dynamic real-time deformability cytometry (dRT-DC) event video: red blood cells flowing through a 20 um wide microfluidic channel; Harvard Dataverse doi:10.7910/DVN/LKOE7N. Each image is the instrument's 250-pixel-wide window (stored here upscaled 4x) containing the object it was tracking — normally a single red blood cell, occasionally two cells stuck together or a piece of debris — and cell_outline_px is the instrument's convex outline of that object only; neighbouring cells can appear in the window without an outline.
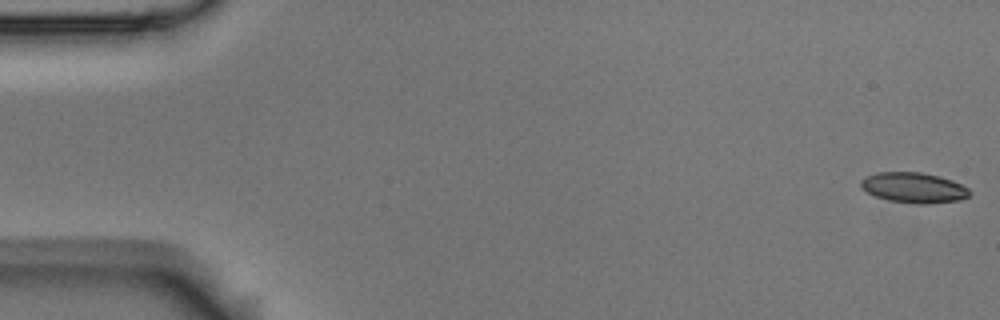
{"species": "Egyptian fruit bat (a non-hibernating species)", "species_latin": "Rousettus aegyptiacus", "temperature_condition": "room temperature", "stored_images_in_passage": 57, "camera_frame_rate_fps": 3000, "um_per_image_px": 0.085, "animal": {"sex": "male"}, "frame": {"image": 1, "passage_image": 1, "time_ms": 0.0, "image_size_px": [1000, 320], "cell_outline_px": [[972, 192], [968, 196], [960, 200], [928, 204], [916, 204], [888, 200], [876, 196], [860, 188], [860, 180], [876, 172], [920, 172], [940, 176], [952, 180], [968, 188]], "centroid_in_image_um": [77.67, 15.95], "position_along_channel_um": 7.3, "area_um2": 19.31}}
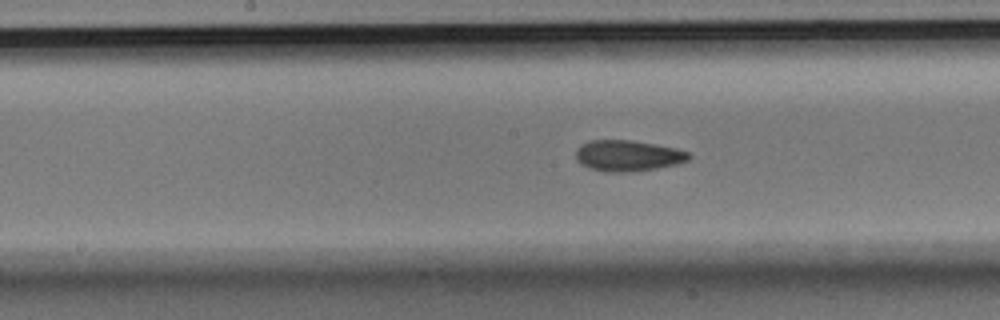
{"frame": {"image": 2, "passage_image": 28, "time_ms": 9.0, "image_size_px": [1000, 320], "cell_outline_px": [[692, 156], [688, 160], [676, 164], [636, 172], [604, 172], [588, 168], [580, 164], [576, 160], [576, 148], [580, 144], [588, 140], [628, 140], [656, 144], [676, 148], [688, 152]], "centroid_in_image_um": [53.33, 13.24], "position_along_channel_um": 194.9, "area_um2": 20.69}}
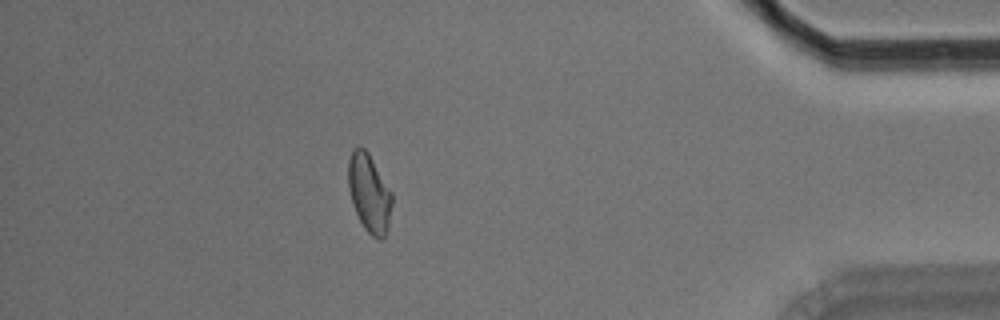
{"frame": {"image": 3, "passage_image": 49, "time_ms": 16.0, "image_size_px": [1000, 320], "cell_outline_px": [[392, 204], [388, 224], [384, 236], [380, 240], [372, 236], [364, 228], [352, 204], [348, 188], [348, 160], [352, 148], [356, 144], [360, 144], [368, 152], [392, 192]], "centroid_in_image_um": [31.36, 16.35], "position_along_channel_um": 403.8, "area_um2": 20.06}, "authors_computed_cell_mechanics": {"area_um2": 19.8254, "velocity_mm_per_s": 3.6231, "shape_relaxation_time_tau1_ms": null, "shape_relaxation_time_tau2_ms": 1.7378, "deformation_change_tau1": null, "deformation_change_tau2": 0.079}}